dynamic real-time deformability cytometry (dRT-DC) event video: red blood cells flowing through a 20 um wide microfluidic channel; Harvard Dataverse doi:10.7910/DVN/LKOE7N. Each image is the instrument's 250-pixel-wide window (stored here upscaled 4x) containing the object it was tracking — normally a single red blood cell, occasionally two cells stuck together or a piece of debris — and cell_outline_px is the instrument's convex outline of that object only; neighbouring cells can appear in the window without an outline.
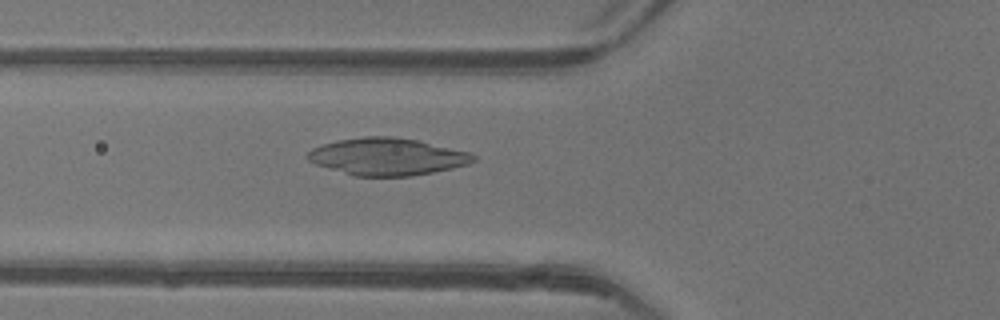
{"species": "common noctule bat (a hibernating species)", "species_latin": "Nyctalus noctula", "temperature_condition": "warm", "stored_images_in_passage": 32, "camera_frame_rate_fps": 3000, "um_per_image_px": 0.085, "animal": {"sex": "female"}, "frame": {"image": 1, "passage_image": 4, "time_ms": 1.0, "image_size_px": [1000, 320], "cell_outline_px": [[476, 160], [468, 164], [452, 168], [412, 176], [352, 176], [316, 164], [308, 160], [304, 156], [312, 148], [336, 140], [364, 136], [392, 136], [416, 140], [472, 152], [476, 156]], "centroid_in_image_um": [32.91, 13.31], "position_along_channel_um": 92.9, "area_um2": 36.07}}
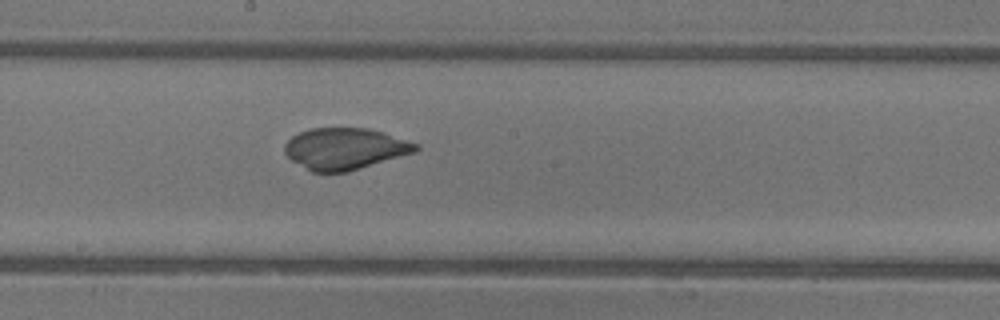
{"frame": {"image": 2, "passage_image": 13, "time_ms": 4.0, "image_size_px": [1000, 320], "cell_outline_px": [[420, 148], [416, 152], [348, 172], [312, 172], [292, 160], [284, 152], [284, 144], [292, 136], [308, 128], [368, 128], [384, 132], [420, 144]], "centroid_in_image_um": [29.35, 12.63], "position_along_channel_um": 218.9, "area_um2": 31.91}}
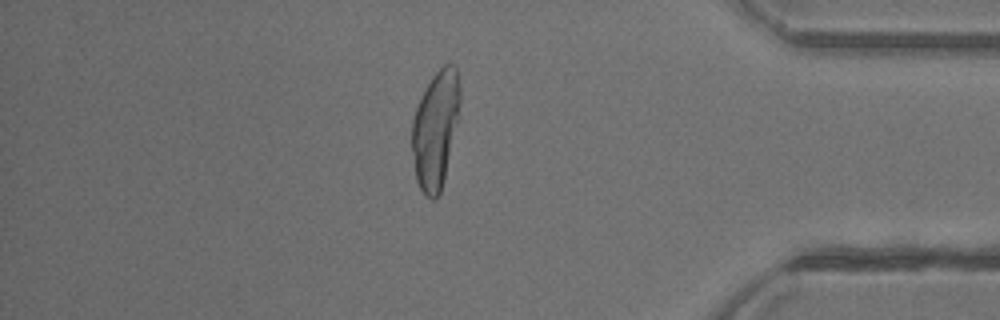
{"frame": {"image": 3, "passage_image": 28, "time_ms": 9.0, "image_size_px": [1000, 320], "cell_outline_px": [[460, 116], [440, 192], [432, 200], [420, 188], [416, 180], [412, 152], [412, 120], [416, 108], [432, 76], [444, 64], [452, 64], [456, 68], [460, 80]], "centroid_in_image_um": [37.04, 10.95], "position_along_channel_um": 398.2, "area_um2": 32.77}}